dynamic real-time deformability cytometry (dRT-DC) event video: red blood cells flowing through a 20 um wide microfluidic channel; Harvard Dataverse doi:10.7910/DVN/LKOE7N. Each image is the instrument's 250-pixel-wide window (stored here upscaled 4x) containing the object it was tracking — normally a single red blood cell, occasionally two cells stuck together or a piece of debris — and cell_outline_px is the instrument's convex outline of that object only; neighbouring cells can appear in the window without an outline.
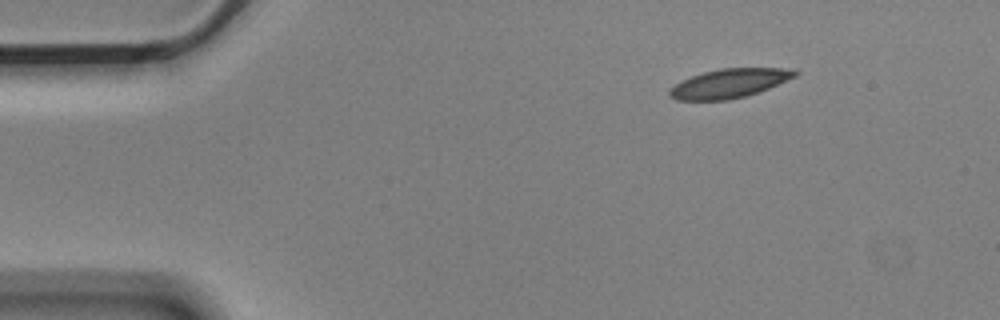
{"species": "Egyptian fruit bat (a non-hibernating species)", "species_latin": "Rousettus aegyptiacus", "temperature_condition": "cold", "stored_images_in_passage": 6, "camera_frame_rate_fps": 3000, "um_per_image_px": 0.085, "animal": {"sex": "male"}, "frame": {"image": 1, "passage_image": 1, "time_ms": 0.0, "image_size_px": [1000, 320], "cell_outline_px": [[800, 72], [796, 76], [768, 88], [744, 96], [728, 100], [676, 100], [668, 96], [668, 88], [692, 76], [704, 72], [720, 68], [796, 68]], "centroid_in_image_um": [61.99, 7.08], "position_along_channel_um": 23.0, "area_um2": 21.15}}
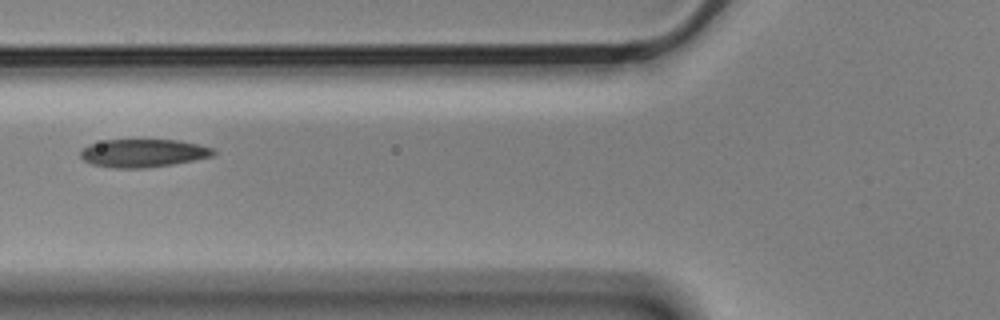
{"frame": {"image": 2, "passage_image": 5, "time_ms": 1.333, "image_size_px": [1000, 320], "cell_outline_px": [[216, 152], [212, 156], [172, 164], [144, 168], [112, 168], [92, 164], [84, 160], [80, 156], [80, 152], [88, 144], [104, 140], [176, 140], [200, 144], [212, 148]], "centroid_in_image_um": [12.15, 13.01], "position_along_channel_um": 113.7, "area_um2": 21.62}}
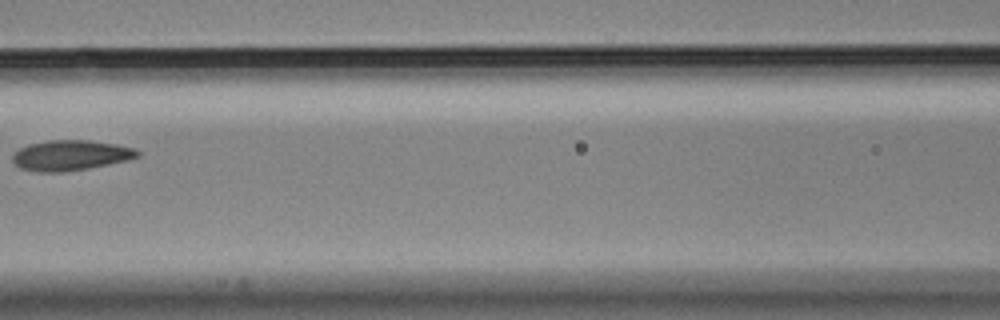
{"frame": {"image": 3, "passage_image": 6, "time_ms": 1.667, "image_size_px": [1000, 320], "cell_outline_px": [[140, 156], [128, 160], [88, 168], [64, 172], [36, 172], [20, 168], [12, 160], [12, 156], [20, 148], [28, 144], [48, 140], [88, 140], [116, 144], [132, 148], [140, 152]], "centroid_in_image_um": [5.98, 13.2], "position_along_channel_um": 160.6, "area_um2": 22.02}}